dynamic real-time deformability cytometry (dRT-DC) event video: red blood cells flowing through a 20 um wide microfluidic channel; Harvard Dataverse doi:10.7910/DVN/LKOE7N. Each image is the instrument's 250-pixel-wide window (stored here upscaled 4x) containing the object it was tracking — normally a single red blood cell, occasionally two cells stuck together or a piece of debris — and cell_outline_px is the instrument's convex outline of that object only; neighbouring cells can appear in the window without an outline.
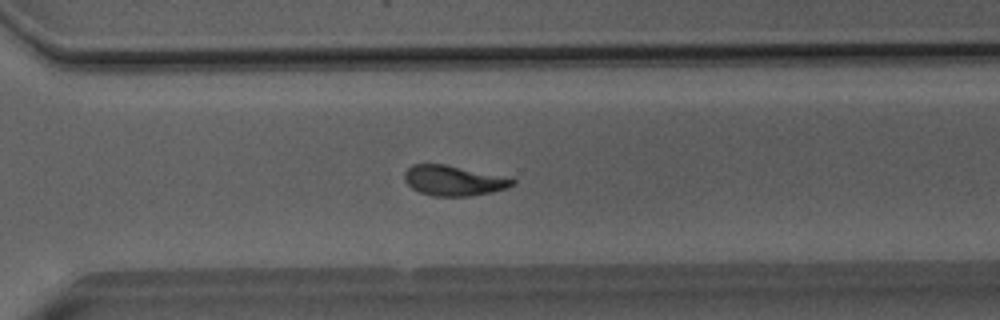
{"species": "Egyptian fruit bat (a non-hibernating species)", "species_latin": "Rousettus aegyptiacus", "temperature_condition": "room temperature", "stored_images_in_passage": 38, "camera_frame_rate_fps": 3000, "um_per_image_px": 0.085, "animal": {"sex": "male"}, "frame": {"image": 1, "passage_image": 33, "time_ms": 10.667, "image_size_px": [1000, 320], "cell_outline_px": [[516, 184], [492, 192], [468, 196], [432, 196], [420, 192], [412, 188], [404, 180], [404, 172], [412, 164], [444, 164], [508, 176], [516, 180]], "centroid_in_image_um": [38.58, 15.34], "position_along_channel_um": 332.0, "area_um2": 19.13}, "authors_computed_cell_mechanics": {"area_um2": 19.5942, "velocity_mm_per_s": 4.0433, "shape_relaxation_time_tau1_ms": 5.0368, "shape_relaxation_time_tau2_ms": 2.386, "deformation_change_tau1": 0.1759, "deformation_change_tau2": 0.0884}}